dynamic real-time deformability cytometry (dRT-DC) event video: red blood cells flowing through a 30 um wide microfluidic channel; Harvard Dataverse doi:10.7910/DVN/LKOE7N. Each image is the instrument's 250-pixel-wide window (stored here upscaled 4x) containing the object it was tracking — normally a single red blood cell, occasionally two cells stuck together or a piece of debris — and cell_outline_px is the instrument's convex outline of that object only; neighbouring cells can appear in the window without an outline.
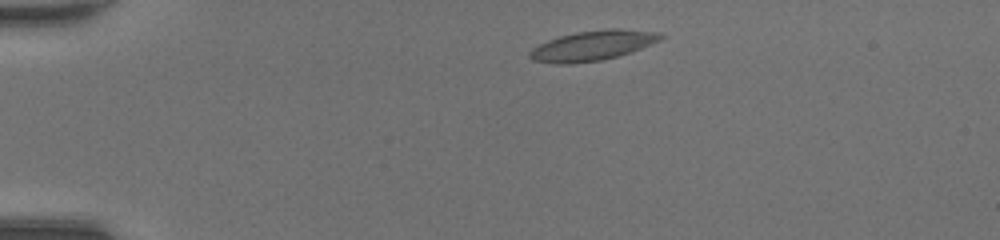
{"species": "common noctule bat (a hibernating species)", "species_latin": "Nyctalus noctula", "temperature_condition": "room temperature", "stored_images_in_passage": 42, "camera_frame_rate_fps": 3000, "um_per_image_px": 0.085, "animal": {"sex": "female", "body_mass_g": 20.0, "forearm_length_mm": 54.0}, "frame": {"image": 1, "passage_image": 4, "time_ms": 1.0, "image_size_px": [1000, 240], "cell_outline_px": [[664, 36], [660, 40], [632, 52], [600, 60], [568, 64], [556, 64], [532, 60], [528, 56], [528, 52], [532, 48], [548, 40], [560, 36], [576, 32], [608, 28], [620, 28], [660, 32]], "centroid_in_image_um": [50.37, 3.86], "position_along_channel_um": 34.6, "area_um2": 22.89}}
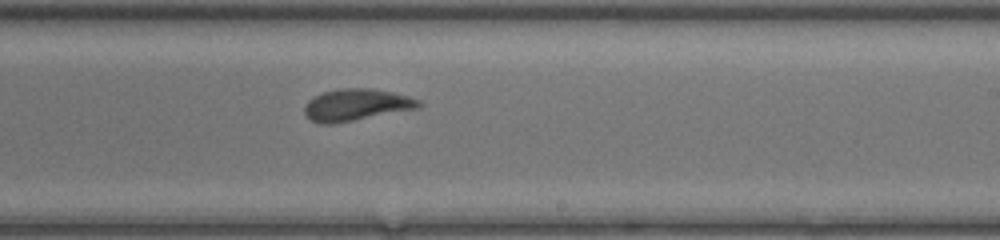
{"frame": {"image": 2, "passage_image": 24, "time_ms": 7.667, "image_size_px": [1000, 240], "cell_outline_px": [[424, 104], [420, 108], [332, 124], [320, 124], [312, 120], [304, 112], [304, 104], [308, 100], [324, 92], [340, 88], [372, 88], [392, 92], [408, 96], [420, 100]], "centroid_in_image_um": [30.32, 8.91], "position_along_channel_um": 258.7, "area_um2": 21.21}}
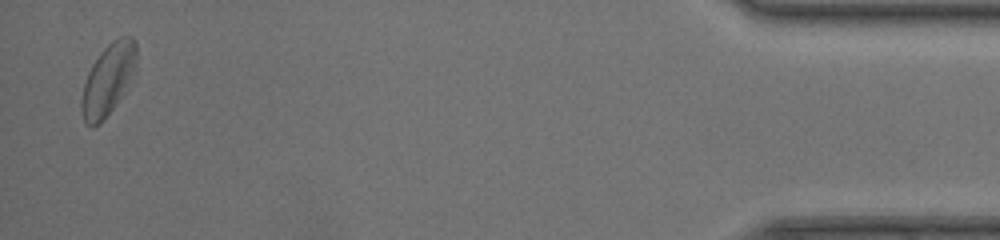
{"frame": {"image": 3, "passage_image": 41, "time_ms": 13.333, "image_size_px": [1000, 240], "cell_outline_px": [[136, 60], [120, 96], [116, 104], [104, 120], [100, 124], [92, 128], [84, 120], [80, 112], [80, 100], [84, 84], [88, 72], [92, 64], [100, 52], [112, 40], [120, 36], [132, 36], [136, 44]], "centroid_in_image_um": [9.12, 6.77], "position_along_channel_um": 426.1, "area_um2": 22.25}, "authors_computed_cell_mechanics": {"area_um2": 21.7328, "velocity_mm_per_s": 4.3214, "shape_relaxation_time_tau1_ms": 4.0583, "shape_relaxation_time_tau2_ms": 1.479, "deformation_change_tau1": 0.1294, "deformation_change_tau2": 0.0722}}